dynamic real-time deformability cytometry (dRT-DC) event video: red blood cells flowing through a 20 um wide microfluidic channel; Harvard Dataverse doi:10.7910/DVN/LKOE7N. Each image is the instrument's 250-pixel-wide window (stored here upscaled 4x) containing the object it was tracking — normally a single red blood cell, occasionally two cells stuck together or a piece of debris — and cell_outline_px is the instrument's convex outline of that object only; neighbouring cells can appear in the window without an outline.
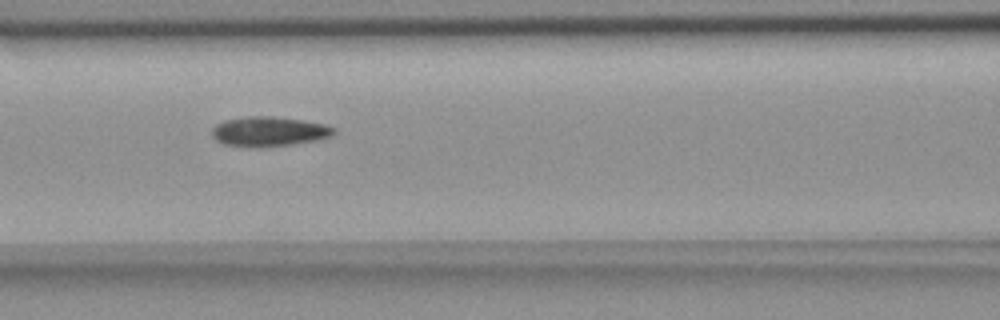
{"species": "common noctule bat (a hibernating species)", "species_latin": "Nyctalus noctula", "temperature_condition": "room temperature", "stored_images_in_passage": 6, "camera_frame_rate_fps": 3000, "um_per_image_px": 0.085, "animal": {"sex": "female", "body_mass_g": 18.4}, "frame": {"image": 1, "passage_image": 6, "time_ms": 1.667, "image_size_px": [1000, 320], "cell_outline_px": [[336, 132], [332, 136], [316, 140], [292, 144], [264, 148], [248, 148], [224, 144], [216, 140], [212, 136], [212, 128], [216, 124], [224, 120], [248, 116], [272, 116], [304, 120], [324, 124], [336, 128]], "centroid_in_image_um": [22.85, 11.19], "position_along_channel_um": 143.7, "area_um2": 21.5}}